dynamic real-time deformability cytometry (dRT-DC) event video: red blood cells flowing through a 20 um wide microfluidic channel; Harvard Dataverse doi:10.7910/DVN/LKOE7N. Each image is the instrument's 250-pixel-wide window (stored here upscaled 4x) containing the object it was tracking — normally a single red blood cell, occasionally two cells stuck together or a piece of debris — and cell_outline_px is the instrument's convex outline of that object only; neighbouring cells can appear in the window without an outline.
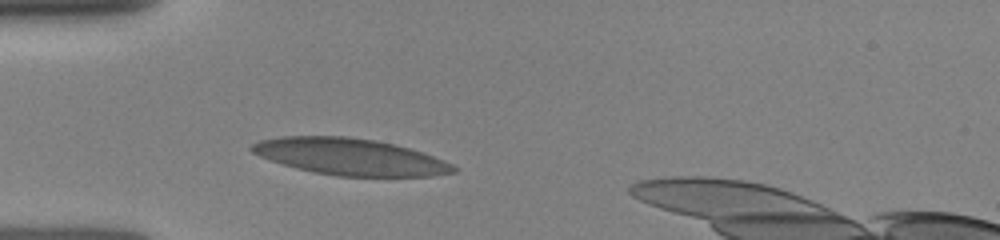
{"species": "human", "species_latin": "Homo sapiens", "temperature_condition": "room temperature", "stored_images_in_passage": 34, "camera_frame_rate_fps": 3000, "um_per_image_px": 0.085, "donor": {"sex": "female"}, "frame": {"image": 1, "passage_image": 9, "time_ms": 2.0, "image_size_px": [1000, 240], "cell_outline_px": [[456, 172], [428, 176], [336, 176], [312, 172], [284, 164], [260, 156], [252, 152], [248, 148], [252, 144], [260, 140], [280, 136], [348, 136], [376, 140], [408, 148], [432, 156], [452, 164], [456, 168]], "centroid_in_image_um": [29.71, 13.32], "position_along_channel_um": 55.3, "area_um2": 42.66}}
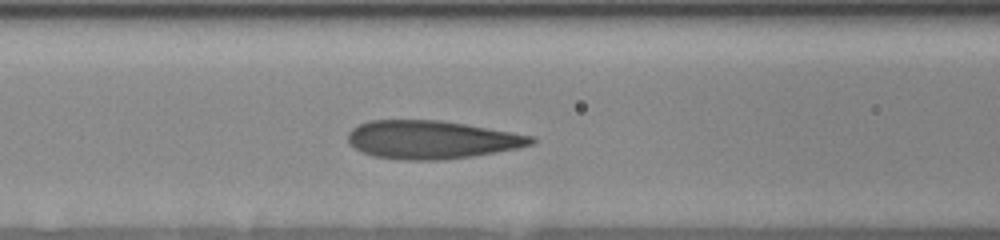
{"frame": {"image": 2, "passage_image": 20, "time_ms": 4.0, "image_size_px": [1000, 240], "cell_outline_px": [[536, 140], [532, 144], [516, 148], [496, 152], [472, 156], [436, 160], [404, 160], [372, 156], [356, 148], [348, 140], [348, 132], [352, 128], [368, 120], [440, 120], [464, 124], [532, 136]], "centroid_in_image_um": [36.64, 11.87], "position_along_channel_um": 130.0, "area_um2": 40.34}}
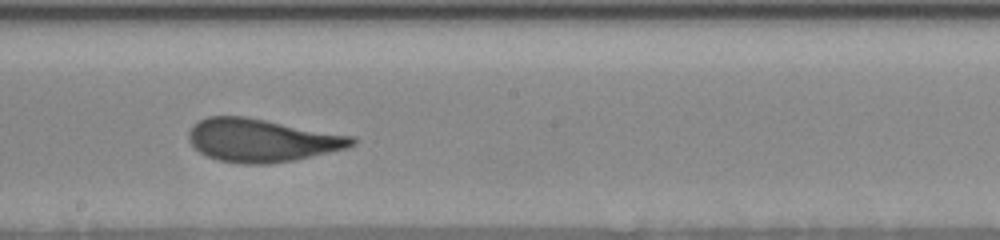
{"frame": {"image": 3, "passage_image": 33, "time_ms": 6.333, "image_size_px": [1000, 240], "cell_outline_px": [[356, 140], [348, 148], [292, 160], [268, 164], [240, 164], [220, 160], [208, 156], [200, 152], [188, 140], [188, 132], [192, 124], [208, 116], [244, 116], [352, 136]], "centroid_in_image_um": [22.2, 11.92], "position_along_channel_um": 226.0, "area_um2": 40.52}}